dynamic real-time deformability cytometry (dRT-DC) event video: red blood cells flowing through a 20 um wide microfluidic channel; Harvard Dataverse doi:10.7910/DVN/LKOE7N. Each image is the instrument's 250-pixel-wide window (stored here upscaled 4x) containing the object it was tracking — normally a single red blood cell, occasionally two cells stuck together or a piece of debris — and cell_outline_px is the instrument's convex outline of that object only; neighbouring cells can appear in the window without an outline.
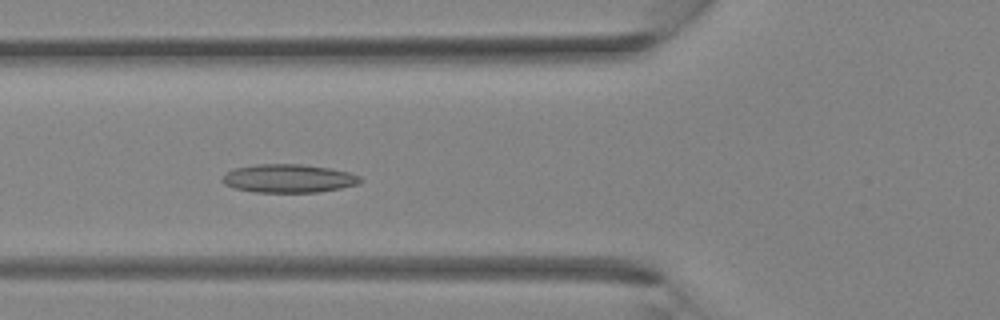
{"species": "Egyptian fruit bat (a non-hibernating species)", "species_latin": "Rousettus aegyptiacus", "temperature_condition": "room temperature", "stored_images_in_passage": 36, "camera_frame_rate_fps": 3000, "um_per_image_px": 0.085, "animal": {"sex": "female"}, "frame": {"image": 1, "passage_image": 13, "time_ms": 4.0, "image_size_px": [1000, 320], "cell_outline_px": [[364, 180], [360, 184], [320, 192], [252, 192], [236, 188], [224, 184], [220, 180], [228, 172], [236, 168], [256, 164], [304, 164], [328, 168], [348, 172], [360, 176]], "centroid_in_image_um": [24.56, 15.17], "position_along_channel_um": 101.2, "area_um2": 22.83}}
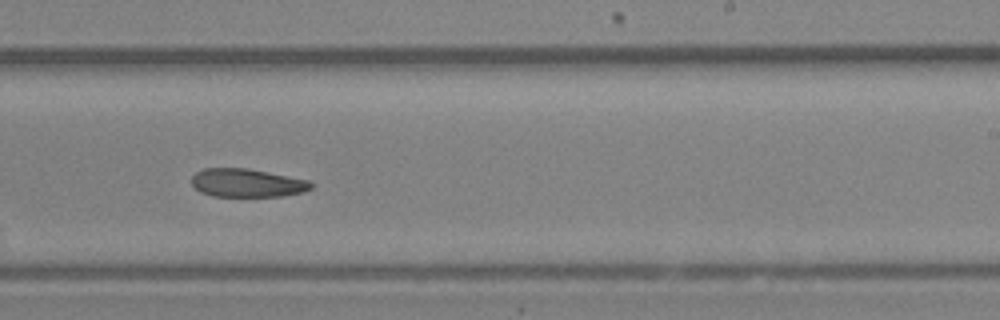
{"frame": {"image": 2, "passage_image": 22, "time_ms": 7.0, "image_size_px": [1000, 320], "cell_outline_px": [[312, 188], [304, 192], [284, 196], [212, 196], [200, 192], [192, 184], [192, 176], [196, 172], [204, 168], [244, 168], [268, 172], [308, 180], [312, 184]], "centroid_in_image_um": [20.99, 15.55], "position_along_channel_um": 268.0, "area_um2": 19.65}}
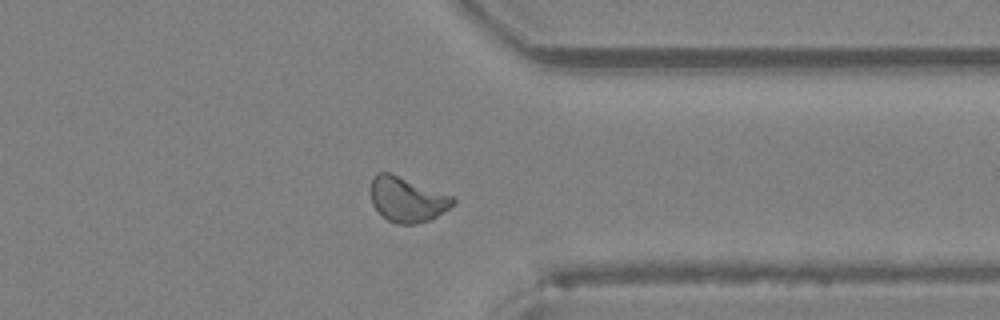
{"frame": {"image": 3, "passage_image": 28, "time_ms": 9.0, "image_size_px": [1000, 320], "cell_outline_px": [[456, 200], [448, 208], [436, 216], [428, 220], [416, 224], [396, 224], [388, 220], [372, 204], [372, 180], [376, 172], [388, 172], [456, 196]], "centroid_in_image_um": [34.64, 16.94], "position_along_channel_um": 376.8, "area_um2": 21.33}}